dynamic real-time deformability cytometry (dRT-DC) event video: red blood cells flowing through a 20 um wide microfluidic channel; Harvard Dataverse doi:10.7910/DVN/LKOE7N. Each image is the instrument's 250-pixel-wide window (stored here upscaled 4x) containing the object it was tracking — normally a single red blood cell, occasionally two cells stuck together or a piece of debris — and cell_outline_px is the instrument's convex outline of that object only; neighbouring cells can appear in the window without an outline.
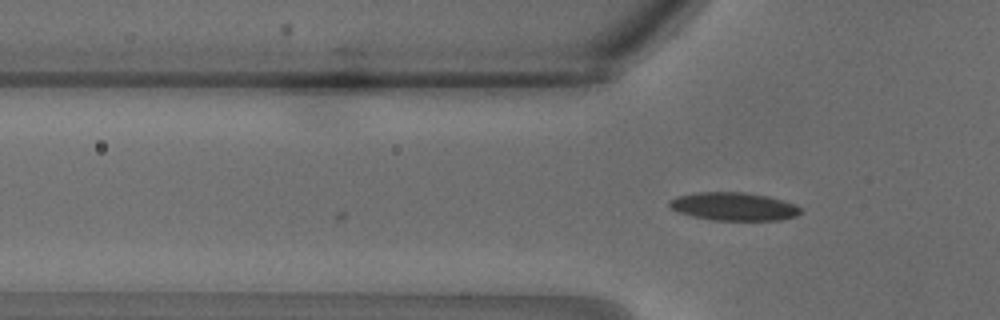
{"species": "common noctule bat (a hibernating species)", "species_latin": "Nyctalus noctula", "temperature_condition": "warm", "stored_images_in_passage": 10, "camera_frame_rate_fps": 3000, "um_per_image_px": 0.085, "animal": {"sex": "male", "body_mass_g": 18.8}, "frame": {"image": 1, "passage_image": 10, "time_ms": 3.0, "image_size_px": [1000, 320], "cell_outline_px": [[804, 212], [796, 216], [780, 220], [712, 220], [692, 216], [680, 212], [672, 208], [668, 204], [668, 200], [676, 196], [696, 192], [744, 192], [768, 196], [784, 200], [796, 204]], "centroid_in_image_um": [62.4, 17.54], "position_along_channel_um": 63.4, "area_um2": 21.68}}